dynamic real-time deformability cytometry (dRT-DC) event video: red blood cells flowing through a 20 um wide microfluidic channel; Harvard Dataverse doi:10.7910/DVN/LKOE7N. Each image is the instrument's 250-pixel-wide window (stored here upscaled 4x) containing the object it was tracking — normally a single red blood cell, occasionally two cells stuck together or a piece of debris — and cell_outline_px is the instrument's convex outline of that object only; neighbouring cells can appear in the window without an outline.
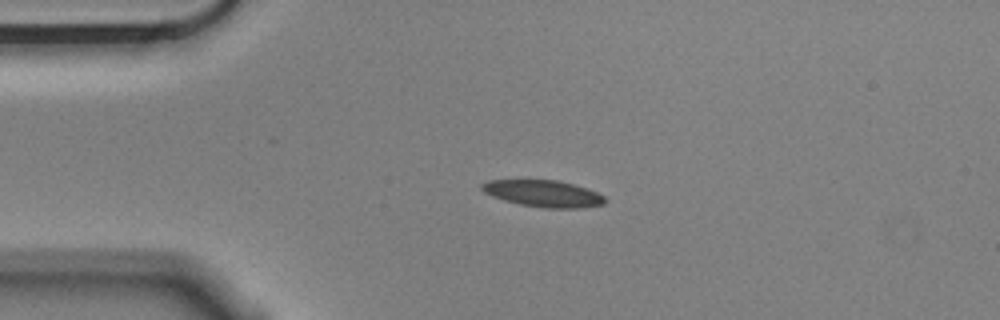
{"species": "Egyptian fruit bat (a non-hibernating species)", "species_latin": "Rousettus aegyptiacus", "temperature_condition": "cold", "stored_images_in_passage": 3, "camera_frame_rate_fps": 3000, "um_per_image_px": 0.085, "animal": {"sex": "male"}, "frame": {"image": 1, "passage_image": 1, "time_ms": 0.0, "image_size_px": [1000, 320], "cell_outline_px": [[608, 200], [604, 204], [584, 208], [544, 208], [520, 204], [504, 200], [492, 196], [484, 192], [480, 188], [480, 184], [488, 180], [556, 180], [588, 188], [604, 196]], "centroid_in_image_um": [46.2, 16.45], "position_along_channel_um": 38.8, "area_um2": 19.25}}
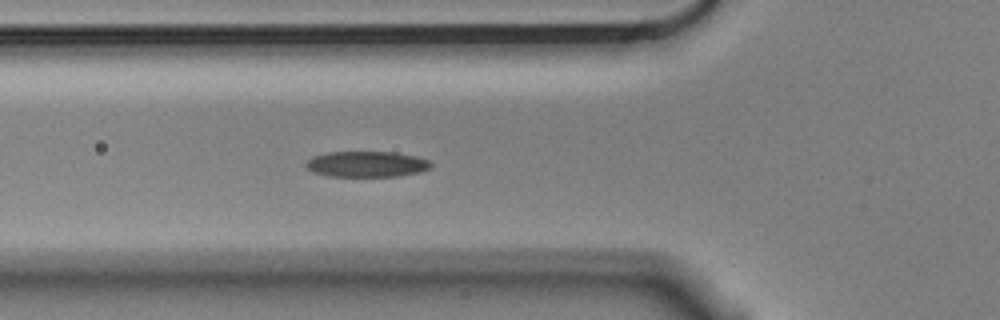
{"frame": {"image": 2, "passage_image": 3, "time_ms": 0.667, "image_size_px": [1000, 320], "cell_outline_px": [[432, 168], [420, 172], [400, 176], [328, 176], [312, 172], [304, 164], [312, 156], [328, 152], [396, 152], [416, 156], [428, 160], [432, 164]], "centroid_in_image_um": [31.18, 13.95], "position_along_channel_um": 94.6, "area_um2": 18.9}}